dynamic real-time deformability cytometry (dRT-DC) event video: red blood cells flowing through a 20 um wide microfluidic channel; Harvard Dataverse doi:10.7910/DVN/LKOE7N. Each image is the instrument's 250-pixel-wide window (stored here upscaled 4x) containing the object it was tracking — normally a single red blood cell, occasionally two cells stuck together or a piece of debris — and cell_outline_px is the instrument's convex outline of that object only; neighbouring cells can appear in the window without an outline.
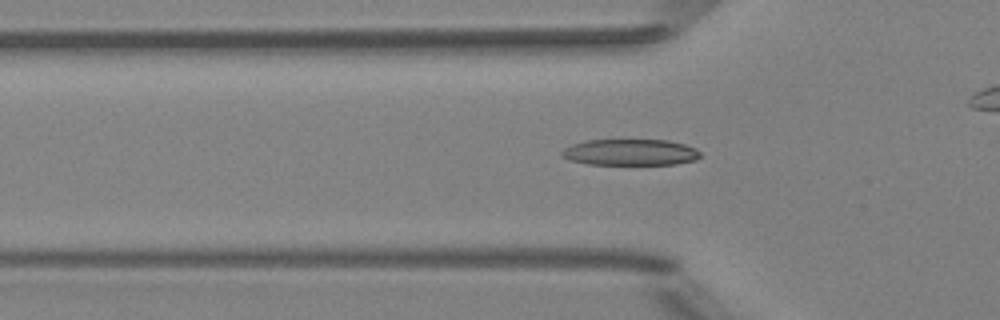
{"species": "Egyptian fruit bat (a non-hibernating species)", "species_latin": "Rousettus aegyptiacus", "temperature_condition": "room temperature", "stored_images_in_passage": 31, "camera_frame_rate_fps": 3000, "um_per_image_px": 0.085, "animal": {"sex": "female"}, "frame": {"image": 1, "passage_image": 6, "time_ms": 1.667, "image_size_px": [1000, 320], "cell_outline_px": [[700, 156], [696, 160], [676, 164], [588, 164], [568, 160], [560, 156], [560, 152], [564, 148], [572, 144], [588, 140], [668, 140], [684, 144], [696, 148], [700, 152]], "centroid_in_image_um": [53.55, 12.94], "position_along_channel_um": 72.2, "area_um2": 21.27}}
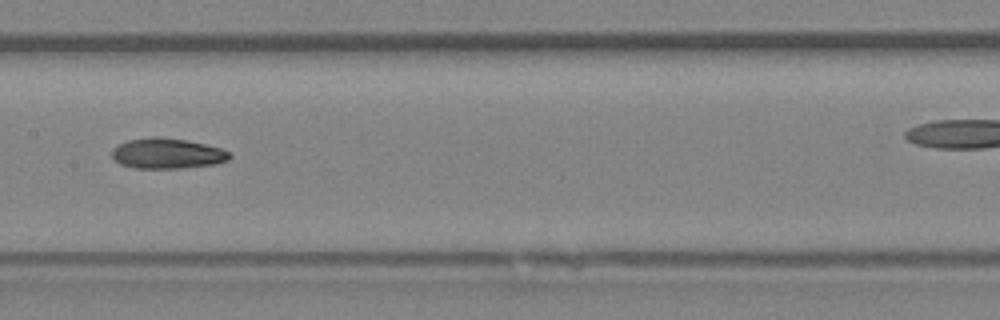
{"frame": {"image": 2, "passage_image": 15, "time_ms": 4.667, "image_size_px": [1000, 320], "cell_outline_px": [[232, 156], [228, 160], [216, 164], [180, 168], [136, 168], [120, 164], [112, 156], [112, 148], [128, 140], [152, 136], [156, 136], [188, 140], [220, 148], [228, 152]], "centroid_in_image_um": [14.21, 13.04], "position_along_channel_um": 193.2, "area_um2": 20.81}}
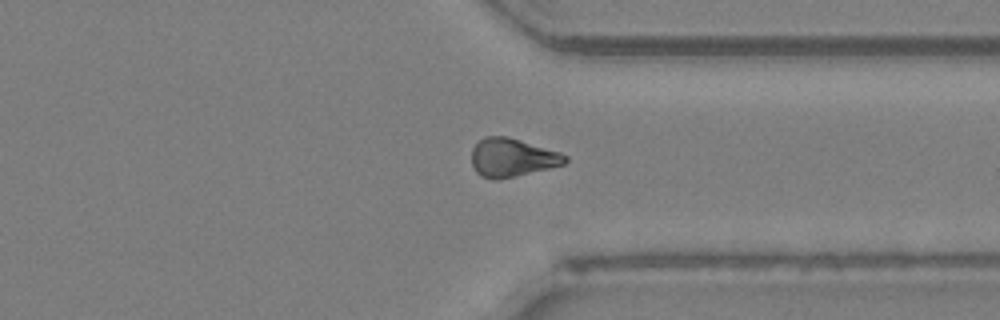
{"frame": {"image": 3, "passage_image": 28, "time_ms": 9.0, "image_size_px": [1000, 320], "cell_outline_px": [[568, 160], [564, 164], [548, 168], [496, 180], [492, 180], [480, 176], [476, 172], [472, 164], [472, 148], [484, 136], [508, 136], [560, 152], [568, 156]], "centroid_in_image_um": [43.51, 13.39], "position_along_channel_um": 367.9, "area_um2": 20.87}}